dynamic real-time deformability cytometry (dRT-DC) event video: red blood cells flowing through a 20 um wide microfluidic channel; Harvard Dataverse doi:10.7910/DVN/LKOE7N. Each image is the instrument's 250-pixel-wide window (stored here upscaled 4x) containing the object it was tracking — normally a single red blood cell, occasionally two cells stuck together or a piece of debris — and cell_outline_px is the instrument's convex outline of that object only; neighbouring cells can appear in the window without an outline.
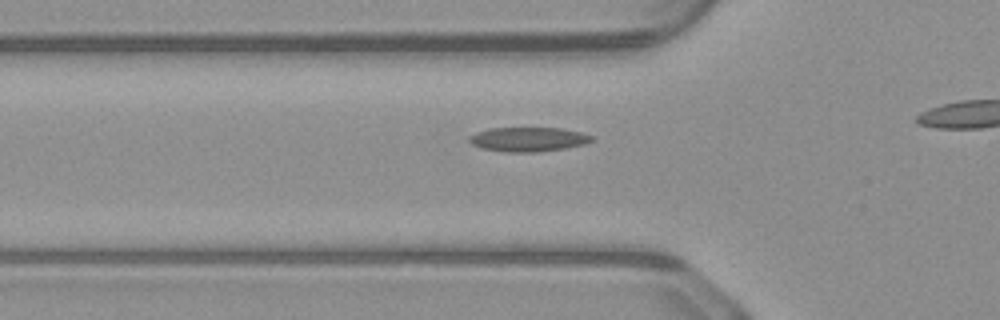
{"species": "common noctule bat (a hibernating species)", "species_latin": "Nyctalus noctula", "temperature_condition": "warm", "stored_images_in_passage": 18, "camera_frame_rate_fps": 3000, "um_per_image_px": 0.085, "animal": {"sex": "male", "body_mass_g": 23.1, "forearm_length_mm": 52.7}, "frame": {"image": 1, "passage_image": 13, "time_ms": 4.0, "image_size_px": [1000, 320], "cell_outline_px": [[596, 140], [584, 144], [564, 148], [540, 152], [504, 152], [480, 148], [472, 144], [468, 140], [468, 136], [476, 132], [488, 128], [560, 128], [580, 132], [596, 136]], "centroid_in_image_um": [44.91, 11.84], "position_along_channel_um": 80.9, "area_um2": 17.63}}
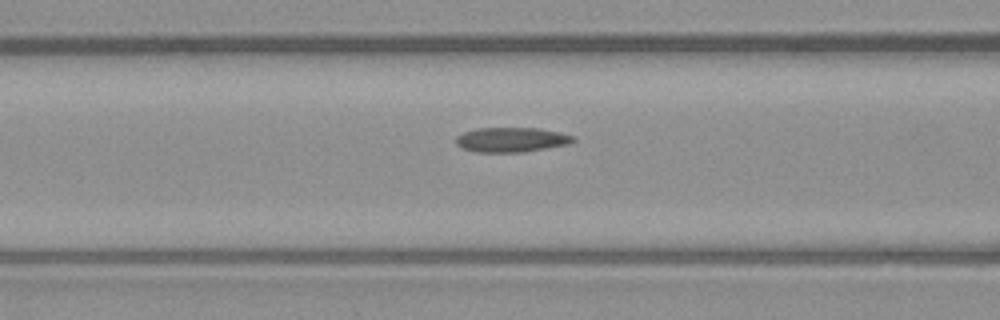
{"frame": {"image": 2, "passage_image": 16, "time_ms": 5.0, "image_size_px": [1000, 320], "cell_outline_px": [[576, 140], [572, 144], [524, 152], [476, 152], [460, 148], [456, 144], [456, 136], [464, 132], [476, 128], [540, 128], [560, 132], [576, 136]], "centroid_in_image_um": [43.51, 11.88], "position_along_channel_um": 123.1, "area_um2": 17.22}}